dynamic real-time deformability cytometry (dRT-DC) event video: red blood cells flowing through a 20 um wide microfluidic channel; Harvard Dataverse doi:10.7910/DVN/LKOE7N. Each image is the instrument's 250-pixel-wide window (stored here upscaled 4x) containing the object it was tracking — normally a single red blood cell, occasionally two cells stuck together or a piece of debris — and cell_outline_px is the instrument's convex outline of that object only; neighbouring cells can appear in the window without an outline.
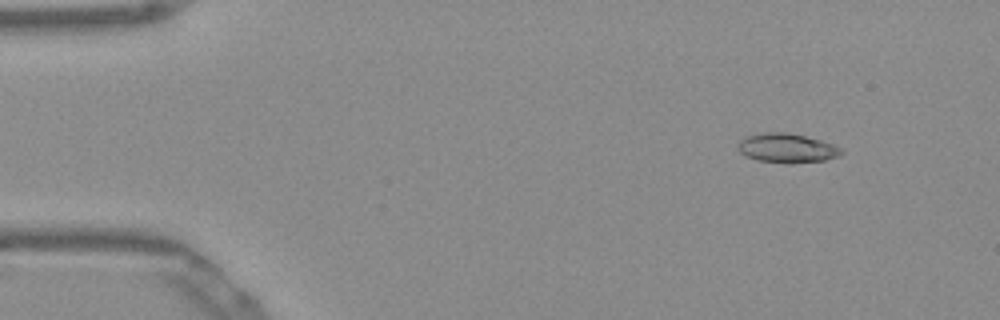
{"species": "Egyptian fruit bat (a non-hibernating species)", "species_latin": "Rousettus aegyptiacus", "temperature_condition": "warm", "stored_images_in_passage": 48, "camera_frame_rate_fps": 3000, "um_per_image_px": 0.085, "frame": {"image": 1, "passage_image": 1, "time_ms": 0.0, "image_size_px": [1000, 320], "cell_outline_px": [[844, 152], [840, 156], [824, 160], [792, 164], [784, 164], [756, 160], [740, 152], [736, 148], [736, 144], [740, 140], [748, 136], [764, 132], [784, 132], [804, 136], [820, 140], [832, 144], [840, 148]], "centroid_in_image_um": [66.87, 12.61], "position_along_channel_um": 18.1, "area_um2": 17.74}}
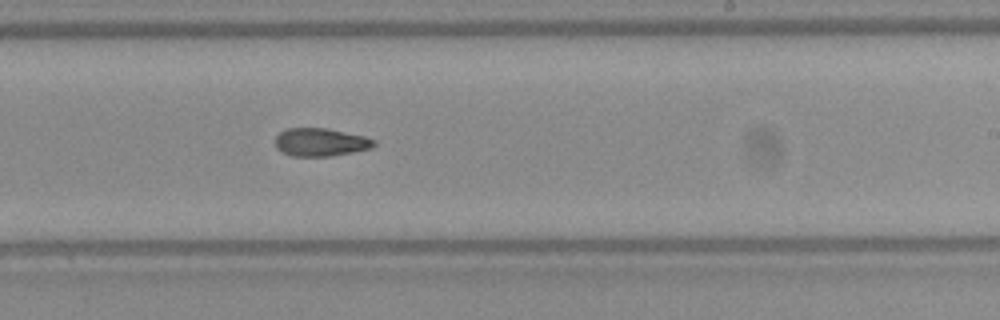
{"frame": {"image": 2, "passage_image": 27, "time_ms": 8.667, "image_size_px": [1000, 320], "cell_outline_px": [[376, 144], [372, 148], [352, 152], [328, 156], [292, 156], [276, 148], [276, 136], [280, 132], [288, 128], [328, 128], [364, 136], [376, 140]], "centroid_in_image_um": [27.27, 12.08], "position_along_channel_um": 261.7, "area_um2": 16.07}}
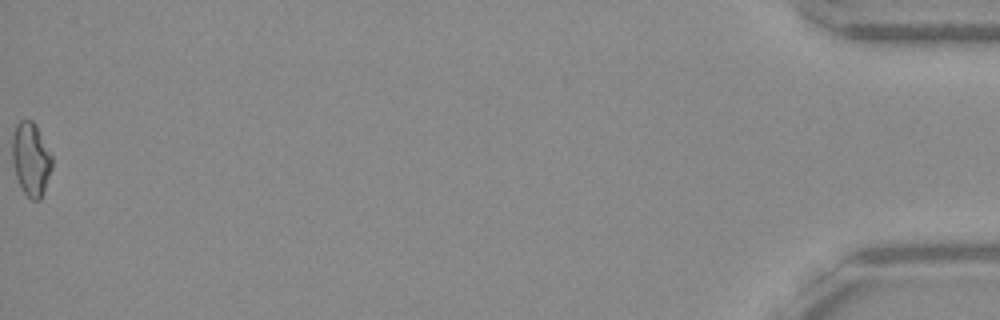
{"frame": {"image": 3, "passage_image": 48, "time_ms": 15.667, "image_size_px": [1000, 320], "cell_outline_px": [[52, 168], [44, 192], [40, 200], [32, 200], [20, 188], [16, 176], [12, 160], [12, 136], [16, 124], [20, 120], [32, 120], [36, 124], [52, 156]], "centroid_in_image_um": [2.63, 13.52], "position_along_channel_um": 432.6, "area_um2": 17.17}, "authors_computed_cell_mechanics": {"area_um2": 16.7909, "velocity_mm_per_s": 3.8945, "shape_relaxation_time_tau1_ms": null, "shape_relaxation_time_tau2_ms": 4.4165, "deformation_change_tau1": null, "deformation_change_tau2": 0.1226}}